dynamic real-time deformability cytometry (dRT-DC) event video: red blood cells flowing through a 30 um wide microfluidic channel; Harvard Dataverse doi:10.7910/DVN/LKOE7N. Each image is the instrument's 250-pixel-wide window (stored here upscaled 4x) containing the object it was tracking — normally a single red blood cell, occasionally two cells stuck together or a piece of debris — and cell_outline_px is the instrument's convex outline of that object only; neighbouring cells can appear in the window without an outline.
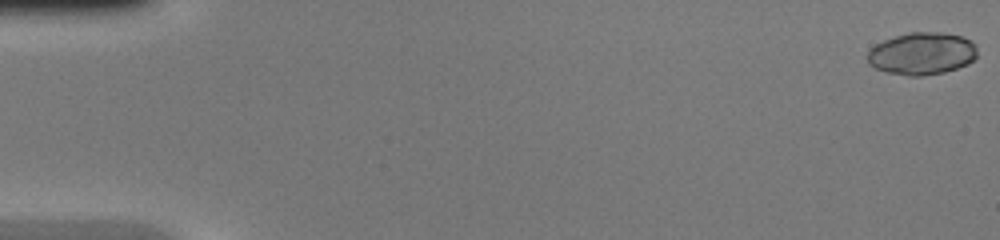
{"species": "common noctule bat (a hibernating species)", "species_latin": "Nyctalus noctula", "temperature_condition": "warm", "stored_images_in_passage": 46, "camera_frame_rate_fps": 3000, "um_per_image_px": 0.085, "animal": {"sex": "female", "body_mass_g": 20.0, "forearm_length_mm": 54.0}, "frame": {"image": 1, "passage_image": 1, "time_ms": 0.0, "image_size_px": [1000, 240], "cell_outline_px": [[976, 56], [968, 64], [944, 72], [924, 76], [908, 76], [888, 72], [876, 68], [868, 64], [868, 52], [876, 44], [884, 40], [908, 32], [940, 32], [960, 36], [972, 40], [976, 44]], "centroid_in_image_um": [78.38, 4.55], "position_along_channel_um": 6.6, "area_um2": 27.05}}
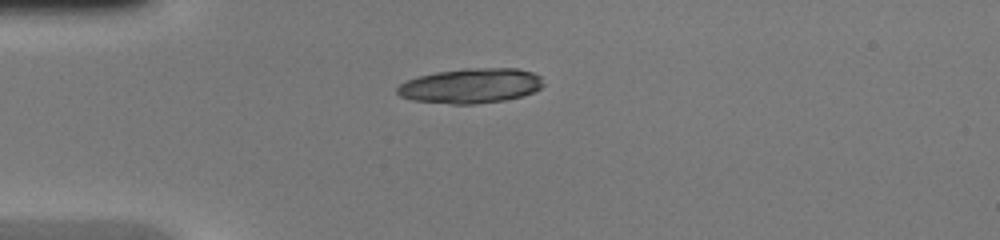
{"frame": {"image": 2, "passage_image": 13, "time_ms": 4.0, "image_size_px": [1000, 240], "cell_outline_px": [[544, 84], [540, 88], [524, 96], [504, 100], [476, 104], [452, 104], [412, 100], [400, 96], [396, 92], [396, 88], [400, 84], [408, 80], [420, 76], [436, 72], [464, 68], [516, 68], [532, 72], [540, 76]], "centroid_in_image_um": [40.02, 7.29], "position_along_channel_um": 45.0, "area_um2": 29.71}}
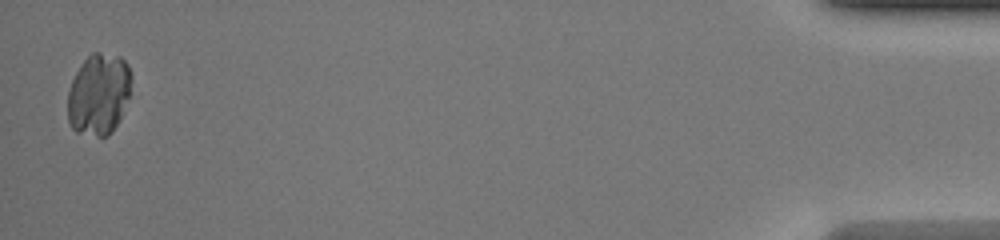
{"frame": {"image": 3, "passage_image": 46, "time_ms": 15.0, "image_size_px": [1000, 240], "cell_outline_px": [[132, 76], [128, 96], [120, 120], [112, 132], [108, 136], [96, 136], [76, 132], [72, 128], [68, 120], [68, 92], [72, 80], [80, 64], [92, 52], [100, 52], [120, 56], [128, 64], [132, 72]], "centroid_in_image_um": [8.4, 8.0], "position_along_channel_um": 426.8, "area_um2": 30.46}}